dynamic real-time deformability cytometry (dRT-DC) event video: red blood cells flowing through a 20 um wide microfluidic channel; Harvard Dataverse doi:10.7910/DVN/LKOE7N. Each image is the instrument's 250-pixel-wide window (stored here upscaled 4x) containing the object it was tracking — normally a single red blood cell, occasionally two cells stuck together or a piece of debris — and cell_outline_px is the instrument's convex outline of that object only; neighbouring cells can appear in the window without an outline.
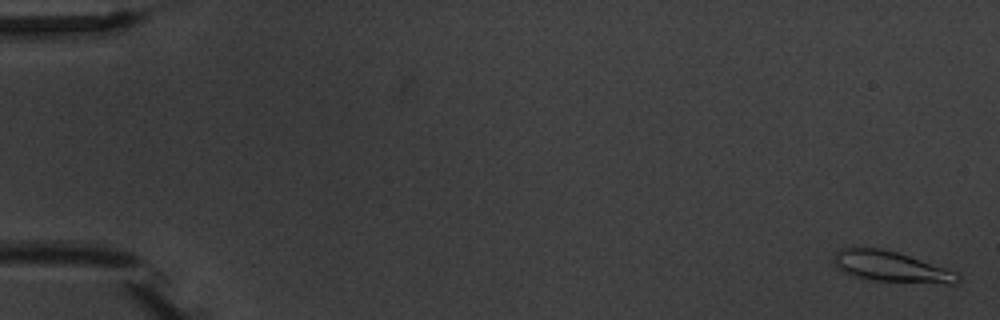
{"species": "common noctule bat (a hibernating species)", "species_latin": "Nyctalus noctula", "temperature_condition": "warm", "stored_images_in_passage": 6, "camera_frame_rate_fps": 3000, "um_per_image_px": 0.085, "animal": {"sex": "male", "body_mass_g": 20.1, "forearm_length_mm": 53.5}, "frame": {"image": 1, "passage_image": 1, "time_ms": 0.0, "image_size_px": [1000, 320], "cell_outline_px": [[960, 280], [956, 284], [948, 284], [872, 280], [852, 276], [844, 272], [836, 264], [832, 256], [840, 248], [880, 248], [896, 252], [956, 272], [960, 276]], "centroid_in_image_um": [75.74, 22.68], "position_along_channel_um": 9.3, "area_um2": 21.79}}